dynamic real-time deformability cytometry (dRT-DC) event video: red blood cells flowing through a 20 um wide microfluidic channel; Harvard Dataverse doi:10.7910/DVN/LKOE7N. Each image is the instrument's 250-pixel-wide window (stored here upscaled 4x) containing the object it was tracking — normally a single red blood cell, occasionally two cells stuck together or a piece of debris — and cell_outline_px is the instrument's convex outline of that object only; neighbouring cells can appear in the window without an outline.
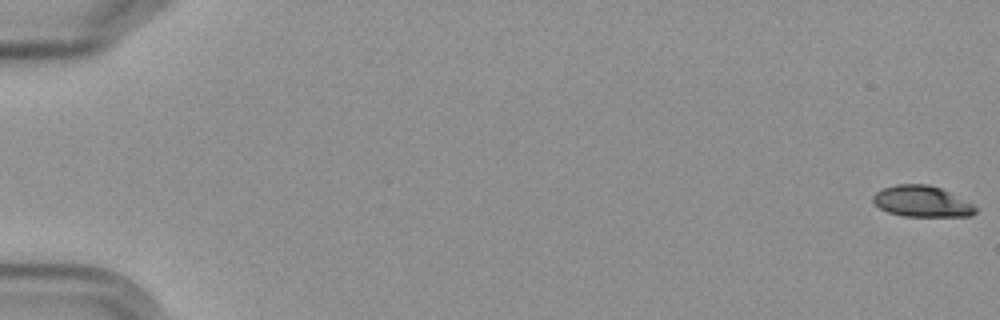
{"species": "Egyptian fruit bat (a non-hibernating species)", "species_latin": "Rousettus aegyptiacus", "temperature_condition": "cold", "stored_images_in_passage": 6, "camera_frame_rate_fps": 3000, "um_per_image_px": 0.085, "frame": {"image": 1, "passage_image": 1, "time_ms": 0.0, "image_size_px": [1000, 320], "cell_outline_px": [[980, 208], [972, 216], [904, 216], [888, 212], [872, 204], [872, 196], [876, 192], [884, 188], [896, 184], [928, 184], [940, 188]], "centroid_in_image_um": [78.34, 17.12], "position_along_channel_um": 6.7, "area_um2": 18.55}}
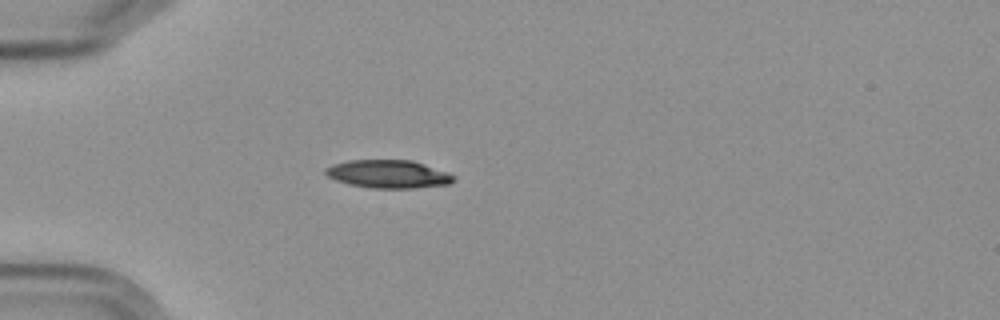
{"frame": {"image": 2, "passage_image": 5, "time_ms": 5.667, "image_size_px": [1000, 320], "cell_outline_px": [[456, 180], [448, 184], [412, 188], [368, 188], [348, 184], [336, 180], [328, 176], [324, 172], [324, 168], [332, 164], [348, 160], [412, 160], [448, 172], [456, 176]], "centroid_in_image_um": [32.99, 14.79], "position_along_channel_um": 52.0, "area_um2": 21.1}}